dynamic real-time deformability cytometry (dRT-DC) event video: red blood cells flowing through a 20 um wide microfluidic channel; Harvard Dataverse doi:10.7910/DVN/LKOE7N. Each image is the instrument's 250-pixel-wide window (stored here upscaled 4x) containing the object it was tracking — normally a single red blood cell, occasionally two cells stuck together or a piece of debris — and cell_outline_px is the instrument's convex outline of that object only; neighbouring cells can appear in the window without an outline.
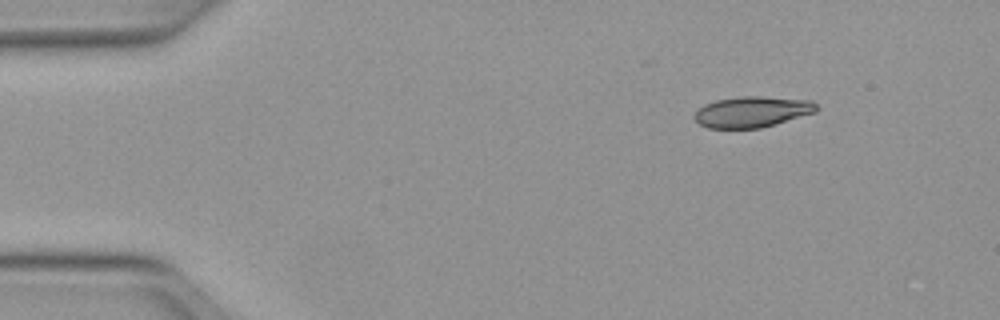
{"species": "Egyptian fruit bat (a non-hibernating species)", "species_latin": "Rousettus aegyptiacus", "temperature_condition": "warm", "stored_images_in_passage": 45, "camera_frame_rate_fps": 3000, "um_per_image_px": 0.085, "animal": {"sex": "female"}, "frame": {"image": 1, "passage_image": 1, "time_ms": 0.0, "image_size_px": [1000, 320], "cell_outline_px": [[820, 108], [816, 112], [776, 124], [760, 128], [708, 128], [700, 124], [692, 116], [704, 104], [716, 100], [744, 96], [760, 96], [812, 100]], "centroid_in_image_um": [63.96, 9.5], "position_along_channel_um": 21.0, "area_um2": 22.02}}
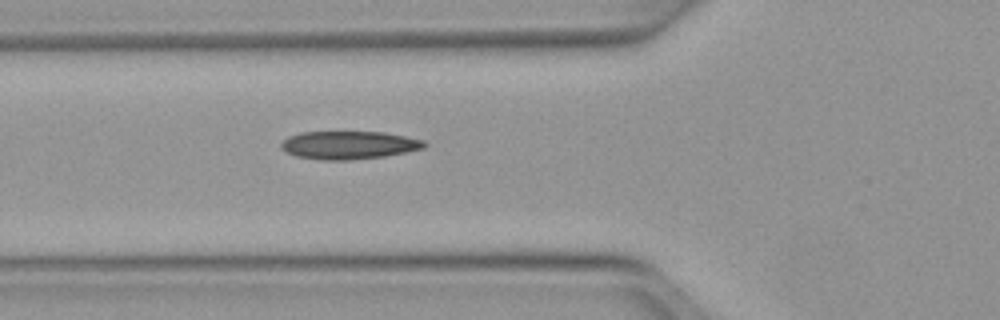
{"frame": {"image": 2, "passage_image": 13, "time_ms": 4.0, "image_size_px": [1000, 320], "cell_outline_px": [[428, 144], [424, 148], [384, 156], [352, 160], [324, 160], [296, 156], [284, 152], [280, 148], [280, 144], [288, 136], [300, 132], [384, 132], [424, 140]], "centroid_in_image_um": [29.62, 12.33], "position_along_channel_um": 96.2, "area_um2": 23.47}}
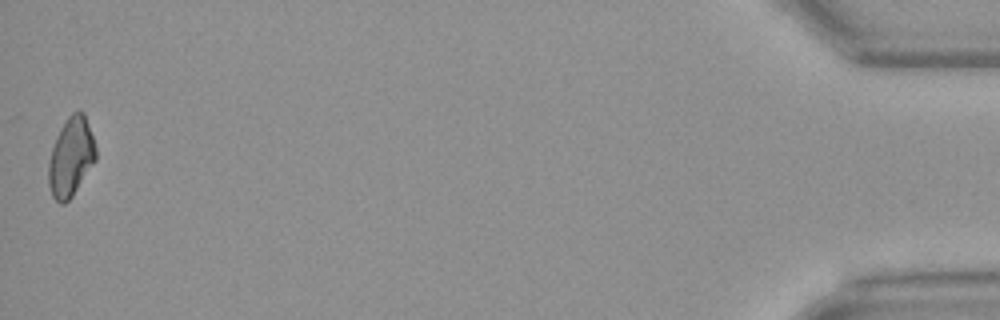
{"frame": {"image": 3, "passage_image": 45, "time_ms": 14.667, "image_size_px": [1000, 320], "cell_outline_px": [[96, 160], [72, 196], [64, 204], [60, 204], [52, 196], [48, 184], [48, 164], [52, 148], [56, 136], [60, 128], [68, 116], [72, 112], [80, 108], [84, 112], [96, 148]], "centroid_in_image_um": [6.02, 13.33], "position_along_channel_um": 429.2, "area_um2": 21.79}, "authors_computed_cell_mechanics": {"area_um2": 22.4842, "velocity_mm_per_s": 4.0271, "shape_relaxation_time_tau1_ms": 10.1678, "shape_relaxation_time_tau2_ms": 4.6263, "deformation_change_tau1": 0.2359, "deformation_change_tau2": 0.1154}}